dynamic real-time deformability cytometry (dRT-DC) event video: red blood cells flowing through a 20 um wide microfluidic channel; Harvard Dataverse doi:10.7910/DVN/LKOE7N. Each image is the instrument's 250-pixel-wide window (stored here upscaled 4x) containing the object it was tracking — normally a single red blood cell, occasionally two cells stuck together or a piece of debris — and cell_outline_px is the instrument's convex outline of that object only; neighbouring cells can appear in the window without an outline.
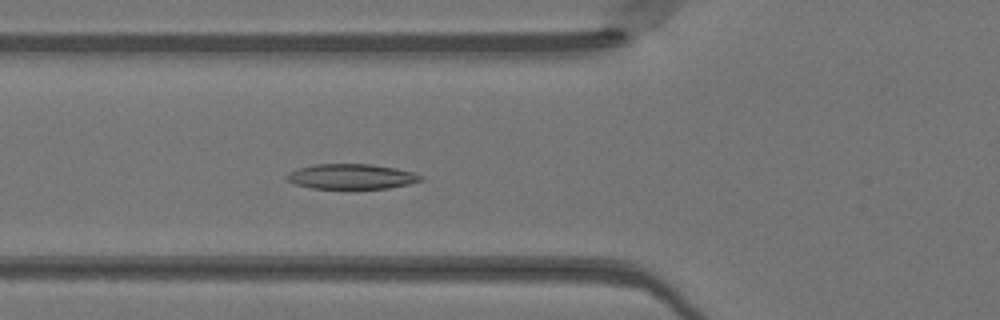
{"species": "Egyptian fruit bat (a non-hibernating species)", "species_latin": "Rousettus aegyptiacus", "temperature_condition": "warm", "stored_images_in_passage": 38, "camera_frame_rate_fps": 3000, "um_per_image_px": 0.085, "animal": {"sex": "female"}, "frame": {"image": 1, "passage_image": 19, "time_ms": 6.0, "image_size_px": [1000, 320], "cell_outline_px": [[424, 180], [408, 184], [388, 188], [312, 188], [296, 184], [288, 180], [284, 176], [288, 172], [312, 164], [372, 164], [396, 168], [412, 172], [424, 176]], "centroid_in_image_um": [29.89, 14.99], "position_along_channel_um": 95.9, "area_um2": 19.54}}
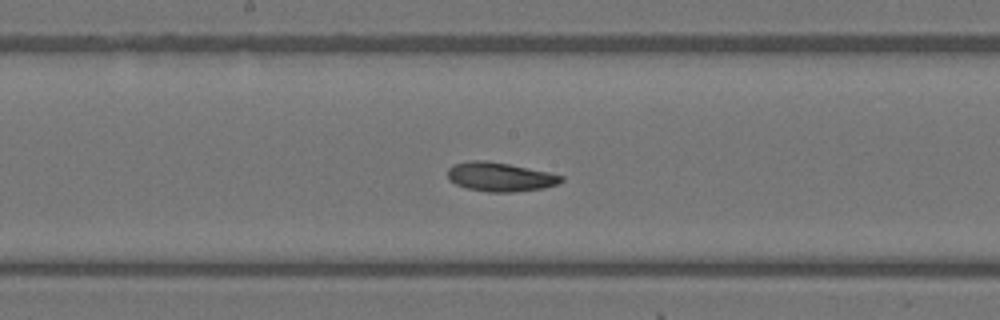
{"frame": {"image": 2, "passage_image": 27, "time_ms": 8.667, "image_size_px": [1000, 320], "cell_outline_px": [[564, 180], [556, 184], [544, 188], [512, 192], [488, 192], [468, 188], [456, 184], [448, 180], [448, 168], [452, 164], [468, 160], [488, 160], [548, 172], [564, 176]], "centroid_in_image_um": [42.47, 15.02], "position_along_channel_um": 205.7, "area_um2": 19.25}}
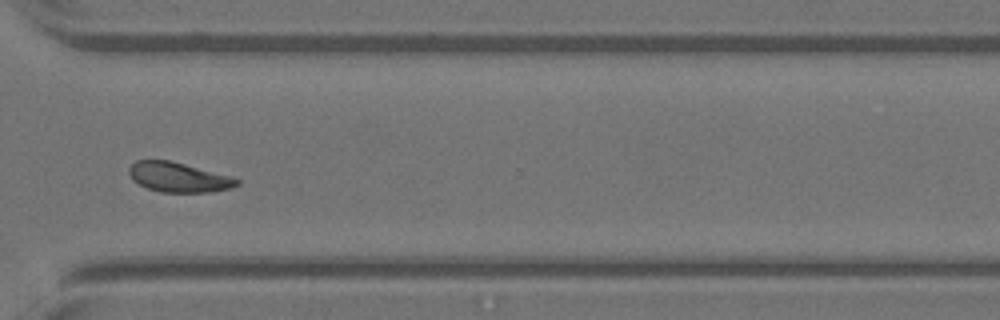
{"frame": {"image": 3, "passage_image": 38, "time_ms": 12.333, "image_size_px": [1000, 320], "cell_outline_px": [[240, 184], [232, 188], [208, 192], [160, 192], [148, 188], [132, 180], [128, 172], [128, 168], [136, 160], [168, 160], [232, 176], [240, 180]], "centroid_in_image_um": [15.18, 15.07], "position_along_channel_um": 355.4, "area_um2": 18.67}}